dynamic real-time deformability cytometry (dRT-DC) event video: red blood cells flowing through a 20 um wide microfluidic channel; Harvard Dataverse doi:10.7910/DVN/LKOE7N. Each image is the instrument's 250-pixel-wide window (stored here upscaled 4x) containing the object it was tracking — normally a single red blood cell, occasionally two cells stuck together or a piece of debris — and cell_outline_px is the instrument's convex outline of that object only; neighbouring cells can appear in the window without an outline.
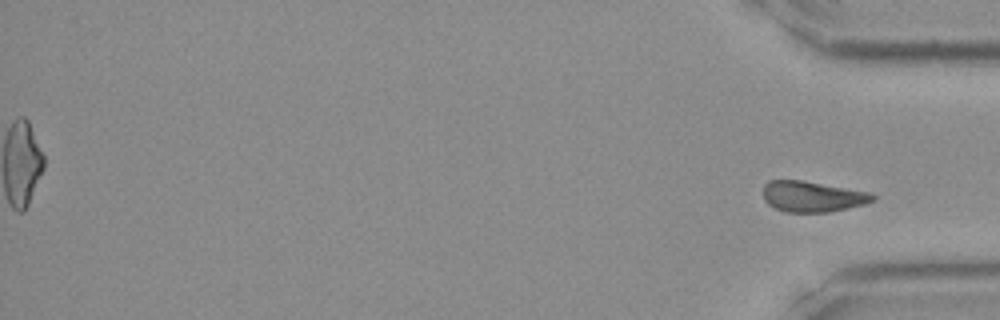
{"species": "Egyptian fruit bat (a non-hibernating species)", "species_latin": "Rousettus aegyptiacus", "temperature_condition": "room temperature", "stored_images_in_passage": 41, "segment_of_instrument_passage": [2, 2], "camera_frame_rate_fps": 3000, "um_per_image_px": 0.085, "frame": {"image": 1, "passage_image": 41, "time_ms": 13.333, "image_size_px": [1000, 320], "cell_outline_px": [[876, 200], [864, 204], [848, 208], [828, 212], [784, 212], [768, 204], [764, 200], [764, 184], [768, 180], [804, 180], [868, 192], [876, 196]], "centroid_in_image_um": [69.05, 16.7], "position_along_channel_um": 366.2, "area_um2": 19.65}}